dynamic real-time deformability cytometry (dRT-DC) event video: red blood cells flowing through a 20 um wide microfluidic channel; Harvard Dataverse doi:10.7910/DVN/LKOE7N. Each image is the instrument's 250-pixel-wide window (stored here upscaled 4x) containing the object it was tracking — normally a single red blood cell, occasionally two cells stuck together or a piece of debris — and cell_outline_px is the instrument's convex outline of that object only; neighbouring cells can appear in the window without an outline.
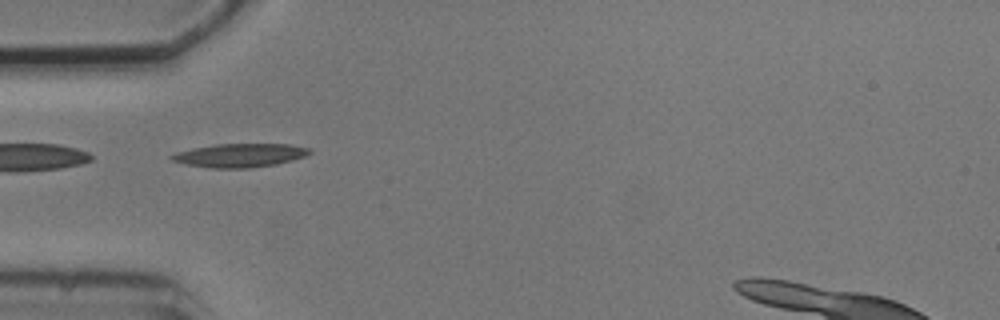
{"species": "common noctule bat (a hibernating species)", "species_latin": "Nyctalus noctula", "temperature_condition": "cold", "stored_images_in_passage": 6, "camera_frame_rate_fps": 3000, "um_per_image_px": 0.085, "animal": {"sex": "male", "body_mass_g": 20.5, "forearm_length_mm": 52.5}, "frame": {"image": 1, "passage_image": 3, "time_ms": 2.333, "image_size_px": [1000, 320], "cell_outline_px": [[312, 152], [304, 156], [292, 160], [276, 164], [252, 168], [212, 168], [184, 164], [172, 160], [168, 156], [176, 152], [192, 148], [216, 144], [288, 144], [308, 148]], "centroid_in_image_um": [20.35, 13.2], "position_along_channel_um": 64.7, "area_um2": 18.96}}
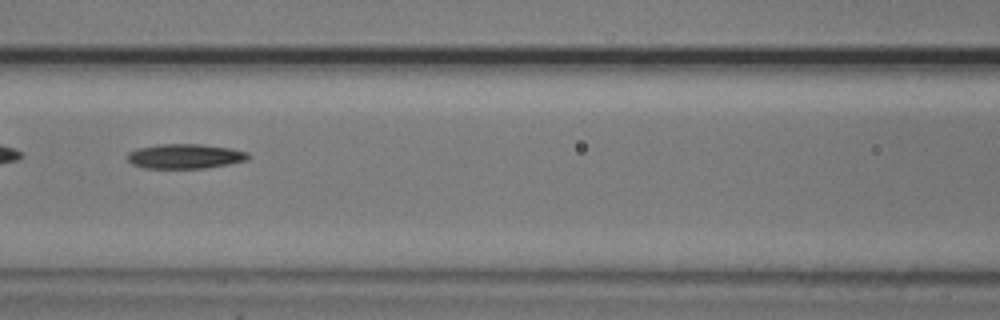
{"frame": {"image": 2, "passage_image": 5, "time_ms": 4.667, "image_size_px": [1000, 320], "cell_outline_px": [[248, 160], [228, 164], [204, 168], [144, 168], [132, 164], [128, 160], [128, 152], [136, 148], [160, 144], [200, 144], [232, 148], [248, 152]], "centroid_in_image_um": [15.72, 13.28], "position_along_channel_um": 150.9, "area_um2": 17.4}}